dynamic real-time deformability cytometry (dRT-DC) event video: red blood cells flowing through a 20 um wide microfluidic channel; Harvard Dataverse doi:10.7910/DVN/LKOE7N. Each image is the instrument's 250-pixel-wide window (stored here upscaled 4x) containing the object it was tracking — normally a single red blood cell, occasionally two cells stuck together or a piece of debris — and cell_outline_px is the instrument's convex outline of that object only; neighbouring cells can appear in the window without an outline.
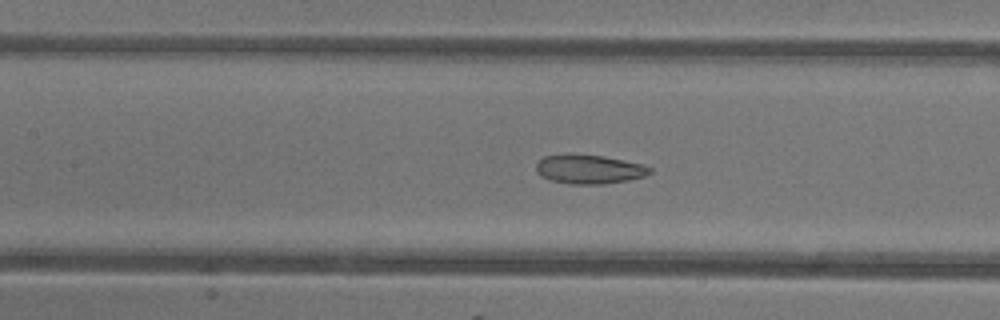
{"species": "common noctule bat (a hibernating species)", "species_latin": "Nyctalus noctula", "temperature_condition": "warm", "stored_images_in_passage": 46, "camera_frame_rate_fps": 3000, "um_per_image_px": 0.085, "animal": {"sex": "female"}, "frame": {"image": 1, "passage_image": 20, "time_ms": 6.333, "image_size_px": [1000, 320], "cell_outline_px": [[652, 172], [644, 176], [628, 180], [604, 184], [572, 184], [552, 180], [540, 176], [536, 172], [536, 164], [544, 156], [568, 152], [572, 152], [604, 156], [640, 164], [652, 168]], "centroid_in_image_um": [50.03, 14.36], "position_along_channel_um": 157.4, "area_um2": 19.54}}
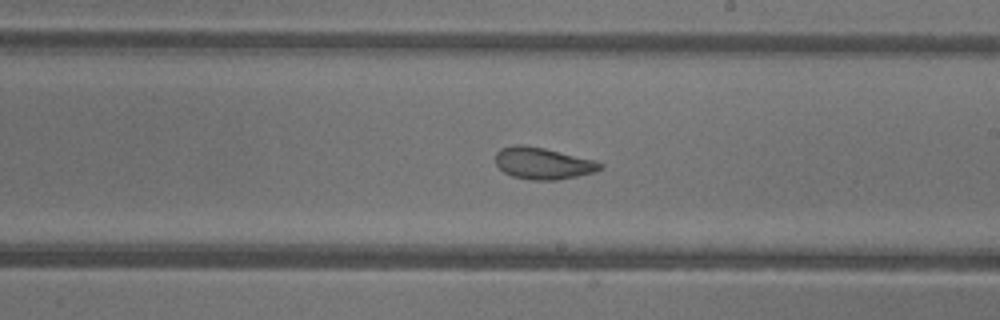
{"frame": {"image": 2, "passage_image": 26, "time_ms": 8.333, "image_size_px": [1000, 320], "cell_outline_px": [[604, 168], [592, 172], [576, 176], [556, 180], [532, 180], [512, 176], [504, 172], [496, 164], [496, 152], [500, 148], [516, 144], [524, 144], [544, 148], [592, 160], [604, 164]], "centroid_in_image_um": [46.11, 13.88], "position_along_channel_um": 242.9, "area_um2": 19.19}}
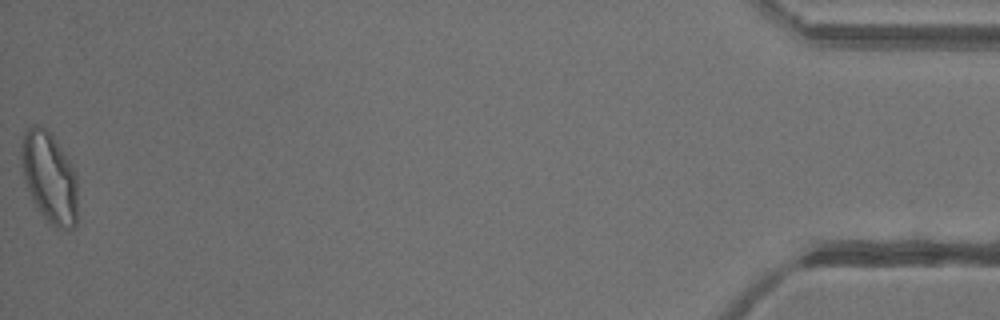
{"frame": {"image": 3, "passage_image": 46, "time_ms": 15.0, "image_size_px": [1000, 320], "cell_outline_px": [[76, 224], [68, 232], [48, 224], [32, 200], [24, 180], [20, 156], [20, 152], [24, 132], [32, 124], [36, 124], [44, 128], [56, 140], [68, 160], [76, 176]], "centroid_in_image_um": [4.17, 15.12], "position_along_channel_um": 431.0, "area_um2": 29.77}, "authors_computed_cell_mechanics": {"area_um2": 22.6287, "velocity_mm_per_s": 4.2819, "shape_relaxation_time_tau1_ms": null, "shape_relaxation_time_tau2_ms": 1.3232, "deformation_change_tau1": null, "deformation_change_tau2": 0.0734}}